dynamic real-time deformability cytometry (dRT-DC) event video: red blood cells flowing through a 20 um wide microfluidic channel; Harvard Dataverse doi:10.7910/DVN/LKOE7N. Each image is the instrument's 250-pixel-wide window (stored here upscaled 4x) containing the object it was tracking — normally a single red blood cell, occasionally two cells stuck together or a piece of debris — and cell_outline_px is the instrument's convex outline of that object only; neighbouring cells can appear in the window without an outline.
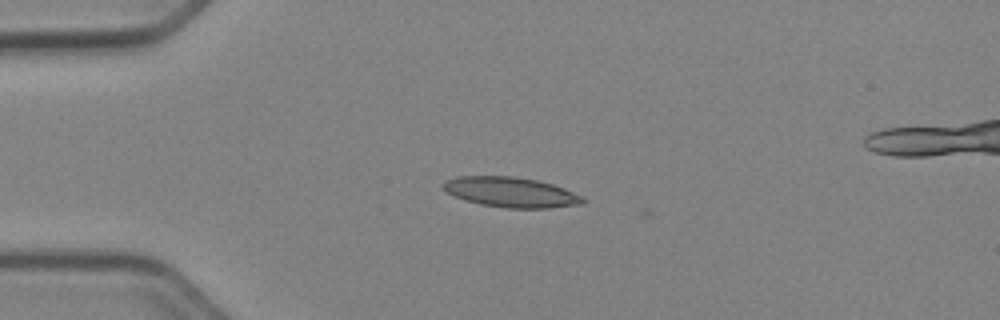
{"species": "Egyptian fruit bat (a non-hibernating species)", "species_latin": "Rousettus aegyptiacus", "temperature_condition": "cold", "stored_images_in_passage": 3, "camera_frame_rate_fps": 3000, "um_per_image_px": 0.085, "animal": {"sex": "female"}, "frame": {"image": 1, "passage_image": 2, "time_ms": 0.333, "image_size_px": [1000, 320], "cell_outline_px": [[584, 204], [548, 208], [504, 208], [480, 204], [464, 200], [448, 192], [440, 184], [444, 180], [456, 176], [512, 176], [536, 180], [552, 184], [564, 188], [580, 196], [584, 200]], "centroid_in_image_um": [43.39, 16.33], "position_along_channel_um": 41.6, "area_um2": 24.45}}